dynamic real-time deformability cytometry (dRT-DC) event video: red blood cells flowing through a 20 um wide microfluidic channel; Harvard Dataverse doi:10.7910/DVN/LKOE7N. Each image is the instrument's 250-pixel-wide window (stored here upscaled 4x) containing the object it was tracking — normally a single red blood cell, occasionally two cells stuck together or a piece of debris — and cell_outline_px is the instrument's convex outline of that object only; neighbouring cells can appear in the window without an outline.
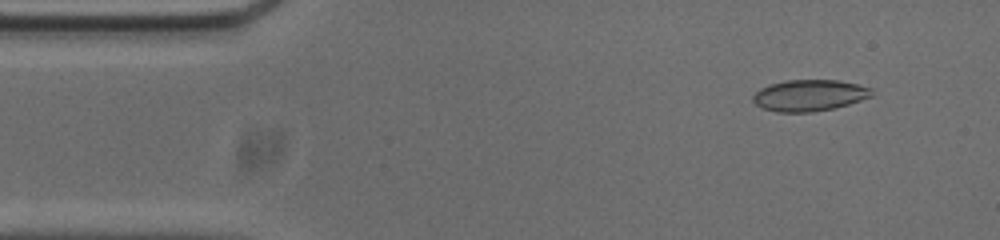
{"species": "common noctule bat (a hibernating species)", "species_latin": "Nyctalus noctula", "temperature_condition": "cold", "stored_images_in_passage": 53, "camera_frame_rate_fps": 3000, "um_per_image_px": 0.085, "animal": {"sex": "male", "body_mass_g": 20.0, "forearm_length_mm": 53.3}, "frame": {"image": 1, "passage_image": 5, "time_ms": 1.333, "image_size_px": [1000, 240], "cell_outline_px": [[872, 96], [848, 104], [832, 108], [812, 112], [776, 112], [764, 108], [756, 104], [752, 100], [752, 96], [760, 88], [772, 84], [788, 80], [836, 80], [856, 84], [872, 88]], "centroid_in_image_um": [68.78, 8.11], "position_along_channel_um": 16.2, "area_um2": 21.44}}
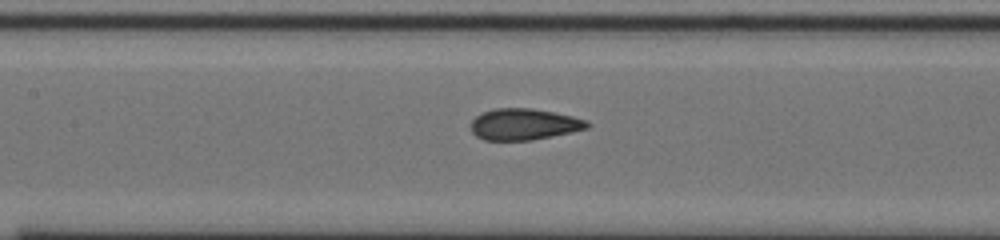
{"frame": {"image": 2, "passage_image": 23, "time_ms": 7.333, "image_size_px": [1000, 240], "cell_outline_px": [[592, 124], [588, 128], [572, 132], [532, 140], [484, 140], [476, 136], [472, 132], [472, 120], [476, 116], [484, 112], [496, 108], [532, 108], [556, 112], [588, 120]], "centroid_in_image_um": [44.58, 10.56], "position_along_channel_um": 162.8, "area_um2": 21.33}}
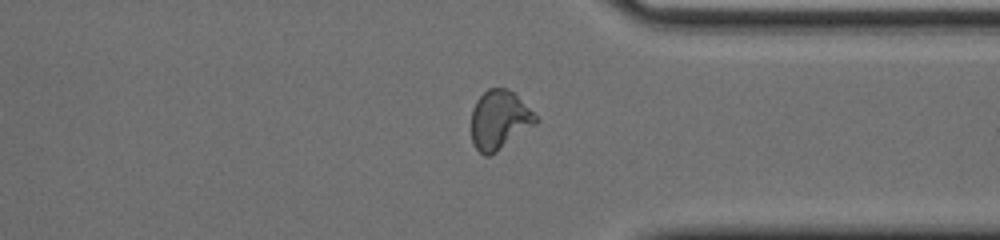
{"frame": {"image": 3, "passage_image": 40, "time_ms": 13.0, "image_size_px": [1000, 240], "cell_outline_px": [[540, 120], [536, 124], [496, 152], [488, 156], [484, 156], [472, 144], [472, 108], [476, 100], [488, 88], [508, 88]], "centroid_in_image_um": [42.42, 10.2], "position_along_channel_um": 369.0, "area_um2": 21.91}, "authors_computed_cell_mechanics": {"area_um2": 21.5594, "velocity_mm_per_s": 3.7281, "shape_relaxation_time_tau1_ms": 10.6936, "shape_relaxation_time_tau2_ms": 1.1378, "deformation_change_tau1": 0.2363, "deformation_change_tau2": 0.0562}}